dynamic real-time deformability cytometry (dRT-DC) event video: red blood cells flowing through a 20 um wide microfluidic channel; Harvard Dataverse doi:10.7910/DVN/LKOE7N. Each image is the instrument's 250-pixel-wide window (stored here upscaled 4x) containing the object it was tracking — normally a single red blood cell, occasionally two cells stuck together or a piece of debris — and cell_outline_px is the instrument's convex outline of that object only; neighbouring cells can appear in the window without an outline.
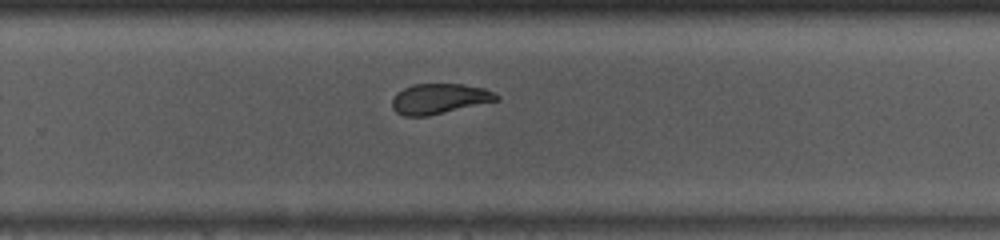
{"species": "common noctule bat (a hibernating species)", "species_latin": "Nyctalus noctula", "temperature_condition": "room temperature", "stored_images_in_passage": 34, "camera_frame_rate_fps": 3000, "um_per_image_px": 0.085, "animal": {"sex": "male", "body_mass_g": 13.0, "forearm_length_mm": 53.1}, "frame": {"image": 1, "passage_image": 20, "time_ms": 6.333, "image_size_px": [1000, 240], "cell_outline_px": [[500, 100], [428, 116], [404, 116], [396, 112], [392, 108], [392, 100], [396, 92], [412, 84], [464, 84], [484, 88], [500, 96]], "centroid_in_image_um": [37.34, 8.39], "position_along_channel_um": 292.5, "area_um2": 18.5}, "authors_computed_cell_mechanics": {"area_um2": 19.0162, "velocity_mm_per_s": 4.0767, "shape_relaxation_time_tau1_ms": 3.1815, "shape_relaxation_time_tau2_ms": 1.3165, "deformation_change_tau1": 0.1302, "deformation_change_tau2": 0.0764}}